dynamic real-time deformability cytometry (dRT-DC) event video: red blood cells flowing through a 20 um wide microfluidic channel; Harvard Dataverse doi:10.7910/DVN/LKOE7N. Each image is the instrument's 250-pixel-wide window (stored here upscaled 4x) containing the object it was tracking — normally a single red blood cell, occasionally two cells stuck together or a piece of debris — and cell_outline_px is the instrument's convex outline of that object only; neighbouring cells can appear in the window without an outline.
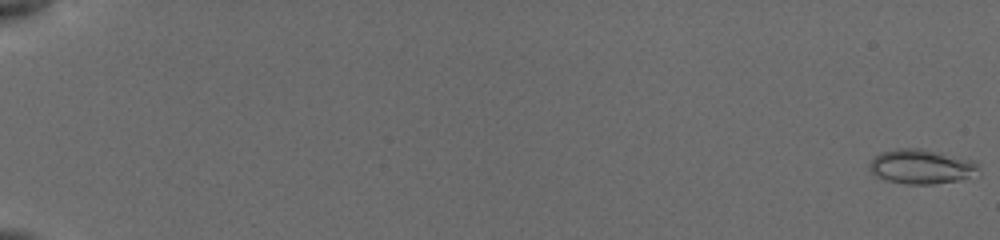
{"species": "common noctule bat (a hibernating species)", "species_latin": "Nyctalus noctula", "temperature_condition": "cold", "stored_images_in_passage": 9, "camera_frame_rate_fps": 3000, "um_per_image_px": 0.085, "animal": {"sex": "female", "body_mass_g": 19.5, "forearm_length_mm": 54.1}, "frame": {"image": 1, "passage_image": 1, "time_ms": 0.0, "image_size_px": [1000, 240], "cell_outline_px": [[980, 176], [932, 184], [904, 184], [888, 180], [876, 176], [868, 168], [868, 164], [880, 152], [900, 148], [920, 148], [972, 160], [976, 164], [980, 172]], "centroid_in_image_um": [78.33, 14.17], "position_along_channel_um": 6.7, "area_um2": 21.91}}
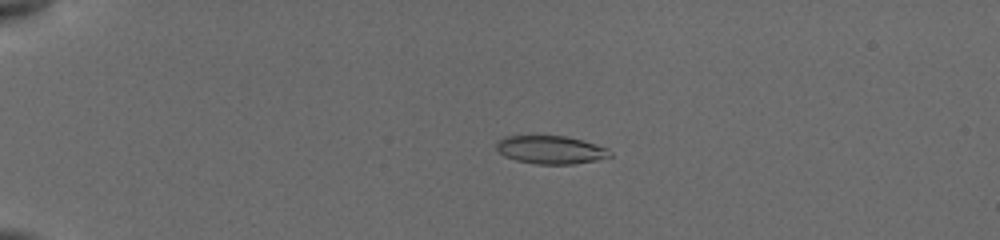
{"frame": {"image": 2, "passage_image": 7, "time_ms": 4.667, "image_size_px": [1000, 240], "cell_outline_px": [[612, 156], [596, 160], [572, 164], [536, 164], [516, 160], [504, 156], [496, 148], [496, 140], [504, 136], [564, 136], [580, 140], [608, 148], [612, 152]], "centroid_in_image_um": [46.78, 12.73], "position_along_channel_um": 38.2, "area_um2": 18.55}}